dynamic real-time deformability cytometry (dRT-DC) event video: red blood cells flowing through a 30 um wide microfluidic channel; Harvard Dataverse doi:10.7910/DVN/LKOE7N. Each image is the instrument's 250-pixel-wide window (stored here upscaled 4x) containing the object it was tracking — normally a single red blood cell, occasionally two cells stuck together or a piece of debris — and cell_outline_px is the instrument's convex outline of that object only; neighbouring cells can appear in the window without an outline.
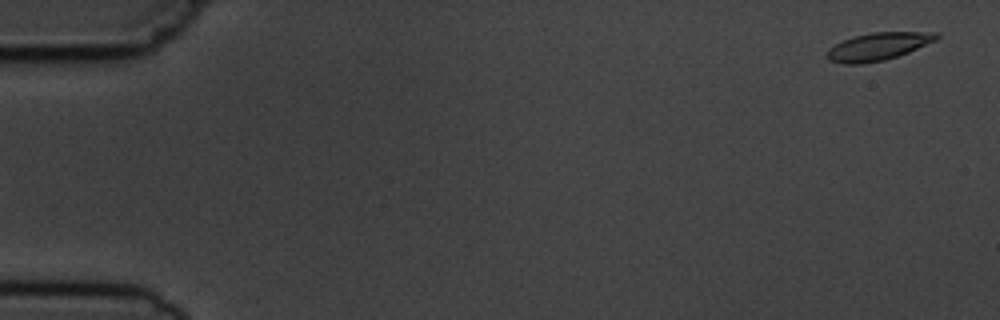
{"species": "common noctule bat (a hibernating species)", "species_latin": "Nyctalus noctula", "temperature_condition": "cold", "stored_images_in_passage": 6, "segment_of_instrument_passage": [2, 2], "camera_frame_rate_fps": 3000, "um_per_image_px": 0.085, "animal": {"sex": "male", "body_mass_g": 19.5, "forearm_length_mm": 54.6}, "frame": {"image": 1, "passage_image": 6, "time_ms": 6.0, "image_size_px": [1000, 320], "cell_outline_px": [[940, 36], [936, 40], [908, 52], [884, 60], [860, 64], [844, 64], [828, 60], [828, 48], [852, 36], [872, 32], [936, 32]], "centroid_in_image_um": [74.63, 3.94], "position_along_channel_um": 10.4, "area_um2": 17.46}}